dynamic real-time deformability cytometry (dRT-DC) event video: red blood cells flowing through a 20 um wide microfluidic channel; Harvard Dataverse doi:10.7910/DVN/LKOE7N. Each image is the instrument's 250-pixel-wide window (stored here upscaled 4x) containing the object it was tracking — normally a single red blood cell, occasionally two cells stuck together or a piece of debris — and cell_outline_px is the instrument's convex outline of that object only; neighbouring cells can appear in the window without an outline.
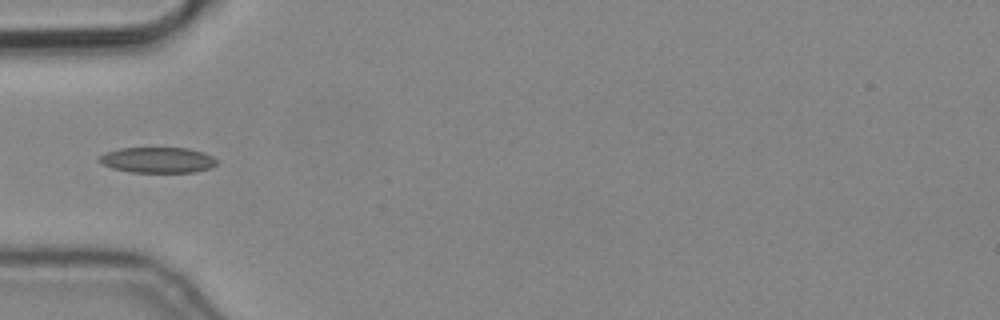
{"species": "common noctule bat (a hibernating species)", "species_latin": "Nyctalus noctula", "temperature_condition": "cold", "stored_images_in_passage": 8, "camera_frame_rate_fps": 3000, "um_per_image_px": 0.085, "animal": {"sex": "male", "body_mass_g": 19.2, "forearm_length_mm": 51.8}, "frame": {"image": 1, "passage_image": 6, "time_ms": 1.667, "image_size_px": [1000, 320], "cell_outline_px": [[216, 164], [212, 168], [196, 172], [132, 172], [112, 168], [96, 160], [100, 156], [108, 152], [120, 148], [188, 148], [204, 152], [212, 156], [216, 160]], "centroid_in_image_um": [13.44, 13.6], "position_along_channel_um": 71.6, "area_um2": 17.51}}
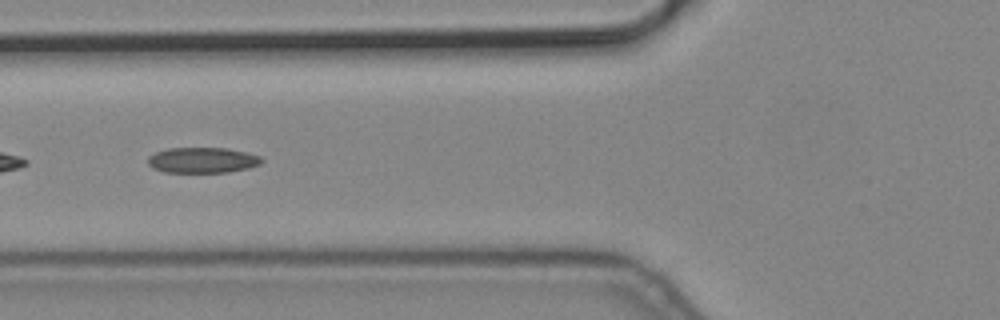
{"frame": {"image": 2, "passage_image": 7, "time_ms": 2.0, "image_size_px": [1000, 320], "cell_outline_px": [[264, 160], [260, 164], [248, 168], [228, 172], [164, 172], [152, 168], [148, 164], [148, 156], [156, 152], [168, 148], [228, 148], [260, 156]], "centroid_in_image_um": [17.19, 13.61], "position_along_channel_um": 108.6, "area_um2": 16.94}}
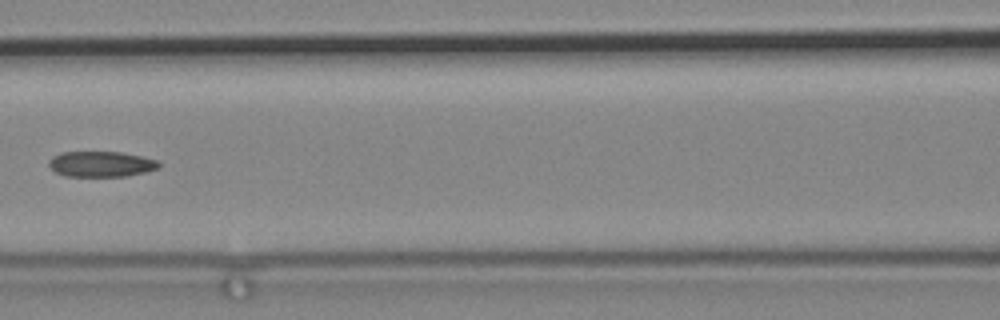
{"frame": {"image": 3, "passage_image": 8, "time_ms": 2.333, "image_size_px": [1000, 320], "cell_outline_px": [[160, 168], [128, 176], [64, 176], [56, 172], [48, 164], [48, 160], [52, 156], [60, 152], [120, 152], [140, 156], [156, 160], [160, 164]], "centroid_in_image_um": [8.57, 13.94], "position_along_channel_um": 158.0, "area_um2": 16.36}}